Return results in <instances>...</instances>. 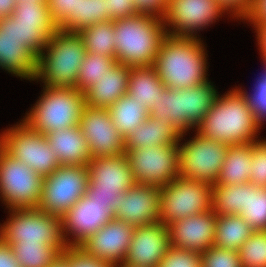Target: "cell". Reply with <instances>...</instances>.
Listing matches in <instances>:
<instances>
[{
  "instance_id": "obj_1",
  "label": "cell",
  "mask_w": 266,
  "mask_h": 267,
  "mask_svg": "<svg viewBox=\"0 0 266 267\" xmlns=\"http://www.w3.org/2000/svg\"><path fill=\"white\" fill-rule=\"evenodd\" d=\"M201 39L166 35L153 64L159 79L170 89H184L209 81Z\"/></svg>"
},
{
  "instance_id": "obj_2",
  "label": "cell",
  "mask_w": 266,
  "mask_h": 267,
  "mask_svg": "<svg viewBox=\"0 0 266 267\" xmlns=\"http://www.w3.org/2000/svg\"><path fill=\"white\" fill-rule=\"evenodd\" d=\"M260 125L255 121L246 99L238 89L217 95L211 109L197 125V133L228 145L257 141Z\"/></svg>"
},
{
  "instance_id": "obj_3",
  "label": "cell",
  "mask_w": 266,
  "mask_h": 267,
  "mask_svg": "<svg viewBox=\"0 0 266 267\" xmlns=\"http://www.w3.org/2000/svg\"><path fill=\"white\" fill-rule=\"evenodd\" d=\"M113 23L116 61L130 68L153 65L167 35L162 19L138 14L113 20Z\"/></svg>"
},
{
  "instance_id": "obj_4",
  "label": "cell",
  "mask_w": 266,
  "mask_h": 267,
  "mask_svg": "<svg viewBox=\"0 0 266 267\" xmlns=\"http://www.w3.org/2000/svg\"><path fill=\"white\" fill-rule=\"evenodd\" d=\"M51 35L41 25L0 19V67L15 76L34 80L37 58Z\"/></svg>"
},
{
  "instance_id": "obj_5",
  "label": "cell",
  "mask_w": 266,
  "mask_h": 267,
  "mask_svg": "<svg viewBox=\"0 0 266 267\" xmlns=\"http://www.w3.org/2000/svg\"><path fill=\"white\" fill-rule=\"evenodd\" d=\"M43 50L37 58L34 80L42 79L46 87L76 88L79 69L86 54L78 32L58 29Z\"/></svg>"
},
{
  "instance_id": "obj_6",
  "label": "cell",
  "mask_w": 266,
  "mask_h": 267,
  "mask_svg": "<svg viewBox=\"0 0 266 267\" xmlns=\"http://www.w3.org/2000/svg\"><path fill=\"white\" fill-rule=\"evenodd\" d=\"M43 88V95L22 121L43 135L79 125L84 93L75 87Z\"/></svg>"
},
{
  "instance_id": "obj_7",
  "label": "cell",
  "mask_w": 266,
  "mask_h": 267,
  "mask_svg": "<svg viewBox=\"0 0 266 267\" xmlns=\"http://www.w3.org/2000/svg\"><path fill=\"white\" fill-rule=\"evenodd\" d=\"M87 166L89 178L85 195L106 205L114 216L124 192L136 184L126 154L91 158Z\"/></svg>"
},
{
  "instance_id": "obj_8",
  "label": "cell",
  "mask_w": 266,
  "mask_h": 267,
  "mask_svg": "<svg viewBox=\"0 0 266 267\" xmlns=\"http://www.w3.org/2000/svg\"><path fill=\"white\" fill-rule=\"evenodd\" d=\"M10 211V218L0 227V238L5 243L47 244L55 247L60 253L68 248L60 217L39 208Z\"/></svg>"
},
{
  "instance_id": "obj_9",
  "label": "cell",
  "mask_w": 266,
  "mask_h": 267,
  "mask_svg": "<svg viewBox=\"0 0 266 267\" xmlns=\"http://www.w3.org/2000/svg\"><path fill=\"white\" fill-rule=\"evenodd\" d=\"M43 179L0 145V195L9 210L38 208Z\"/></svg>"
},
{
  "instance_id": "obj_10",
  "label": "cell",
  "mask_w": 266,
  "mask_h": 267,
  "mask_svg": "<svg viewBox=\"0 0 266 267\" xmlns=\"http://www.w3.org/2000/svg\"><path fill=\"white\" fill-rule=\"evenodd\" d=\"M160 188L159 222L165 226L211 210L212 185L210 184L178 176Z\"/></svg>"
},
{
  "instance_id": "obj_11",
  "label": "cell",
  "mask_w": 266,
  "mask_h": 267,
  "mask_svg": "<svg viewBox=\"0 0 266 267\" xmlns=\"http://www.w3.org/2000/svg\"><path fill=\"white\" fill-rule=\"evenodd\" d=\"M0 134V145L14 158L45 178L60 165L45 135L22 121Z\"/></svg>"
},
{
  "instance_id": "obj_12",
  "label": "cell",
  "mask_w": 266,
  "mask_h": 267,
  "mask_svg": "<svg viewBox=\"0 0 266 267\" xmlns=\"http://www.w3.org/2000/svg\"><path fill=\"white\" fill-rule=\"evenodd\" d=\"M88 166L61 165L43 179L38 208L61 218L86 193Z\"/></svg>"
},
{
  "instance_id": "obj_13",
  "label": "cell",
  "mask_w": 266,
  "mask_h": 267,
  "mask_svg": "<svg viewBox=\"0 0 266 267\" xmlns=\"http://www.w3.org/2000/svg\"><path fill=\"white\" fill-rule=\"evenodd\" d=\"M179 144L125 150L135 182L162 187L176 179L179 176Z\"/></svg>"
},
{
  "instance_id": "obj_14",
  "label": "cell",
  "mask_w": 266,
  "mask_h": 267,
  "mask_svg": "<svg viewBox=\"0 0 266 267\" xmlns=\"http://www.w3.org/2000/svg\"><path fill=\"white\" fill-rule=\"evenodd\" d=\"M179 148V176L215 185L224 163L228 144L200 136Z\"/></svg>"
},
{
  "instance_id": "obj_15",
  "label": "cell",
  "mask_w": 266,
  "mask_h": 267,
  "mask_svg": "<svg viewBox=\"0 0 266 267\" xmlns=\"http://www.w3.org/2000/svg\"><path fill=\"white\" fill-rule=\"evenodd\" d=\"M224 12L217 0H168L162 22L173 30L166 28L168 35L197 38L194 30L215 22Z\"/></svg>"
},
{
  "instance_id": "obj_16",
  "label": "cell",
  "mask_w": 266,
  "mask_h": 267,
  "mask_svg": "<svg viewBox=\"0 0 266 267\" xmlns=\"http://www.w3.org/2000/svg\"><path fill=\"white\" fill-rule=\"evenodd\" d=\"M79 126L87 141L91 158L125 153V139L113 124L108 109L85 105Z\"/></svg>"
},
{
  "instance_id": "obj_17",
  "label": "cell",
  "mask_w": 266,
  "mask_h": 267,
  "mask_svg": "<svg viewBox=\"0 0 266 267\" xmlns=\"http://www.w3.org/2000/svg\"><path fill=\"white\" fill-rule=\"evenodd\" d=\"M134 228L126 222L113 218L83 241L78 248L88 256L114 267L120 266L127 256Z\"/></svg>"
},
{
  "instance_id": "obj_18",
  "label": "cell",
  "mask_w": 266,
  "mask_h": 267,
  "mask_svg": "<svg viewBox=\"0 0 266 267\" xmlns=\"http://www.w3.org/2000/svg\"><path fill=\"white\" fill-rule=\"evenodd\" d=\"M113 218L106 205L99 204L84 195L61 216L66 244L68 247H78ZM71 233L74 237V239L72 237L73 241L67 237V234L71 235Z\"/></svg>"
},
{
  "instance_id": "obj_19",
  "label": "cell",
  "mask_w": 266,
  "mask_h": 267,
  "mask_svg": "<svg viewBox=\"0 0 266 267\" xmlns=\"http://www.w3.org/2000/svg\"><path fill=\"white\" fill-rule=\"evenodd\" d=\"M170 247L169 229L162 222L135 227L122 265L159 267Z\"/></svg>"
},
{
  "instance_id": "obj_20",
  "label": "cell",
  "mask_w": 266,
  "mask_h": 267,
  "mask_svg": "<svg viewBox=\"0 0 266 267\" xmlns=\"http://www.w3.org/2000/svg\"><path fill=\"white\" fill-rule=\"evenodd\" d=\"M160 194V187L136 183L124 192V198L118 204L114 218L133 227L159 222Z\"/></svg>"
},
{
  "instance_id": "obj_21",
  "label": "cell",
  "mask_w": 266,
  "mask_h": 267,
  "mask_svg": "<svg viewBox=\"0 0 266 267\" xmlns=\"http://www.w3.org/2000/svg\"><path fill=\"white\" fill-rule=\"evenodd\" d=\"M217 215L206 211L174 221L167 227L171 246L198 253L205 252L214 246Z\"/></svg>"
},
{
  "instance_id": "obj_22",
  "label": "cell",
  "mask_w": 266,
  "mask_h": 267,
  "mask_svg": "<svg viewBox=\"0 0 266 267\" xmlns=\"http://www.w3.org/2000/svg\"><path fill=\"white\" fill-rule=\"evenodd\" d=\"M130 67L116 63L105 73L101 81L91 86L85 93V105L108 109L120 97L127 94Z\"/></svg>"
},
{
  "instance_id": "obj_23",
  "label": "cell",
  "mask_w": 266,
  "mask_h": 267,
  "mask_svg": "<svg viewBox=\"0 0 266 267\" xmlns=\"http://www.w3.org/2000/svg\"><path fill=\"white\" fill-rule=\"evenodd\" d=\"M60 165H87L91 159L87 141L79 125L45 135Z\"/></svg>"
},
{
  "instance_id": "obj_24",
  "label": "cell",
  "mask_w": 266,
  "mask_h": 267,
  "mask_svg": "<svg viewBox=\"0 0 266 267\" xmlns=\"http://www.w3.org/2000/svg\"><path fill=\"white\" fill-rule=\"evenodd\" d=\"M183 135L165 120L148 116L125 138V150L153 145H177Z\"/></svg>"
},
{
  "instance_id": "obj_25",
  "label": "cell",
  "mask_w": 266,
  "mask_h": 267,
  "mask_svg": "<svg viewBox=\"0 0 266 267\" xmlns=\"http://www.w3.org/2000/svg\"><path fill=\"white\" fill-rule=\"evenodd\" d=\"M166 88L153 65L130 68L127 94L148 110Z\"/></svg>"
},
{
  "instance_id": "obj_26",
  "label": "cell",
  "mask_w": 266,
  "mask_h": 267,
  "mask_svg": "<svg viewBox=\"0 0 266 267\" xmlns=\"http://www.w3.org/2000/svg\"><path fill=\"white\" fill-rule=\"evenodd\" d=\"M250 171L251 143L228 145L216 184L233 186L249 183Z\"/></svg>"
},
{
  "instance_id": "obj_27",
  "label": "cell",
  "mask_w": 266,
  "mask_h": 267,
  "mask_svg": "<svg viewBox=\"0 0 266 267\" xmlns=\"http://www.w3.org/2000/svg\"><path fill=\"white\" fill-rule=\"evenodd\" d=\"M149 116L165 120L180 134H185L191 126L185 121L184 89L166 88L154 101Z\"/></svg>"
},
{
  "instance_id": "obj_28",
  "label": "cell",
  "mask_w": 266,
  "mask_h": 267,
  "mask_svg": "<svg viewBox=\"0 0 266 267\" xmlns=\"http://www.w3.org/2000/svg\"><path fill=\"white\" fill-rule=\"evenodd\" d=\"M254 231L241 215H217L214 246L238 251Z\"/></svg>"
},
{
  "instance_id": "obj_29",
  "label": "cell",
  "mask_w": 266,
  "mask_h": 267,
  "mask_svg": "<svg viewBox=\"0 0 266 267\" xmlns=\"http://www.w3.org/2000/svg\"><path fill=\"white\" fill-rule=\"evenodd\" d=\"M113 124L124 139L149 116V110L128 94L108 108Z\"/></svg>"
},
{
  "instance_id": "obj_30",
  "label": "cell",
  "mask_w": 266,
  "mask_h": 267,
  "mask_svg": "<svg viewBox=\"0 0 266 267\" xmlns=\"http://www.w3.org/2000/svg\"><path fill=\"white\" fill-rule=\"evenodd\" d=\"M218 92L211 82L184 88V114L185 121L191 127L197 125L205 117V114L211 109Z\"/></svg>"
},
{
  "instance_id": "obj_31",
  "label": "cell",
  "mask_w": 266,
  "mask_h": 267,
  "mask_svg": "<svg viewBox=\"0 0 266 267\" xmlns=\"http://www.w3.org/2000/svg\"><path fill=\"white\" fill-rule=\"evenodd\" d=\"M86 52L115 58V30L113 20L96 23L81 29Z\"/></svg>"
},
{
  "instance_id": "obj_32",
  "label": "cell",
  "mask_w": 266,
  "mask_h": 267,
  "mask_svg": "<svg viewBox=\"0 0 266 267\" xmlns=\"http://www.w3.org/2000/svg\"><path fill=\"white\" fill-rule=\"evenodd\" d=\"M245 183L212 185L211 210L216 215H239L244 208Z\"/></svg>"
},
{
  "instance_id": "obj_33",
  "label": "cell",
  "mask_w": 266,
  "mask_h": 267,
  "mask_svg": "<svg viewBox=\"0 0 266 267\" xmlns=\"http://www.w3.org/2000/svg\"><path fill=\"white\" fill-rule=\"evenodd\" d=\"M239 215L255 231L266 230V187L260 188L251 183H245L244 208Z\"/></svg>"
},
{
  "instance_id": "obj_34",
  "label": "cell",
  "mask_w": 266,
  "mask_h": 267,
  "mask_svg": "<svg viewBox=\"0 0 266 267\" xmlns=\"http://www.w3.org/2000/svg\"><path fill=\"white\" fill-rule=\"evenodd\" d=\"M117 63L115 58L86 52L79 69L76 88L85 93L91 86L105 76V73Z\"/></svg>"
},
{
  "instance_id": "obj_35",
  "label": "cell",
  "mask_w": 266,
  "mask_h": 267,
  "mask_svg": "<svg viewBox=\"0 0 266 267\" xmlns=\"http://www.w3.org/2000/svg\"><path fill=\"white\" fill-rule=\"evenodd\" d=\"M22 267H48L60 255L52 246L39 243L9 244Z\"/></svg>"
},
{
  "instance_id": "obj_36",
  "label": "cell",
  "mask_w": 266,
  "mask_h": 267,
  "mask_svg": "<svg viewBox=\"0 0 266 267\" xmlns=\"http://www.w3.org/2000/svg\"><path fill=\"white\" fill-rule=\"evenodd\" d=\"M10 17L20 24L41 25L51 36L58 30L50 16L47 2L18 1Z\"/></svg>"
},
{
  "instance_id": "obj_37",
  "label": "cell",
  "mask_w": 266,
  "mask_h": 267,
  "mask_svg": "<svg viewBox=\"0 0 266 267\" xmlns=\"http://www.w3.org/2000/svg\"><path fill=\"white\" fill-rule=\"evenodd\" d=\"M79 0H47L50 16L59 30L79 32Z\"/></svg>"
},
{
  "instance_id": "obj_38",
  "label": "cell",
  "mask_w": 266,
  "mask_h": 267,
  "mask_svg": "<svg viewBox=\"0 0 266 267\" xmlns=\"http://www.w3.org/2000/svg\"><path fill=\"white\" fill-rule=\"evenodd\" d=\"M242 267H266V230H257L238 250Z\"/></svg>"
},
{
  "instance_id": "obj_39",
  "label": "cell",
  "mask_w": 266,
  "mask_h": 267,
  "mask_svg": "<svg viewBox=\"0 0 266 267\" xmlns=\"http://www.w3.org/2000/svg\"><path fill=\"white\" fill-rule=\"evenodd\" d=\"M200 256L201 267H242L237 250L212 246Z\"/></svg>"
},
{
  "instance_id": "obj_40",
  "label": "cell",
  "mask_w": 266,
  "mask_h": 267,
  "mask_svg": "<svg viewBox=\"0 0 266 267\" xmlns=\"http://www.w3.org/2000/svg\"><path fill=\"white\" fill-rule=\"evenodd\" d=\"M104 9L105 0H79V31L96 23L110 21Z\"/></svg>"
},
{
  "instance_id": "obj_41",
  "label": "cell",
  "mask_w": 266,
  "mask_h": 267,
  "mask_svg": "<svg viewBox=\"0 0 266 267\" xmlns=\"http://www.w3.org/2000/svg\"><path fill=\"white\" fill-rule=\"evenodd\" d=\"M249 183L266 187V140L251 143V171Z\"/></svg>"
},
{
  "instance_id": "obj_42",
  "label": "cell",
  "mask_w": 266,
  "mask_h": 267,
  "mask_svg": "<svg viewBox=\"0 0 266 267\" xmlns=\"http://www.w3.org/2000/svg\"><path fill=\"white\" fill-rule=\"evenodd\" d=\"M266 65V61H263ZM264 73L259 77L257 83L255 85L254 94H247L244 90L239 89L242 93L246 102L254 114L255 121L261 126L264 121L266 120V66Z\"/></svg>"
},
{
  "instance_id": "obj_43",
  "label": "cell",
  "mask_w": 266,
  "mask_h": 267,
  "mask_svg": "<svg viewBox=\"0 0 266 267\" xmlns=\"http://www.w3.org/2000/svg\"><path fill=\"white\" fill-rule=\"evenodd\" d=\"M159 267H201L200 253L170 247Z\"/></svg>"
},
{
  "instance_id": "obj_44",
  "label": "cell",
  "mask_w": 266,
  "mask_h": 267,
  "mask_svg": "<svg viewBox=\"0 0 266 267\" xmlns=\"http://www.w3.org/2000/svg\"><path fill=\"white\" fill-rule=\"evenodd\" d=\"M104 10L111 20L138 15L133 0H105Z\"/></svg>"
},
{
  "instance_id": "obj_45",
  "label": "cell",
  "mask_w": 266,
  "mask_h": 267,
  "mask_svg": "<svg viewBox=\"0 0 266 267\" xmlns=\"http://www.w3.org/2000/svg\"><path fill=\"white\" fill-rule=\"evenodd\" d=\"M70 267H114L95 257L88 256L78 247H70Z\"/></svg>"
},
{
  "instance_id": "obj_46",
  "label": "cell",
  "mask_w": 266,
  "mask_h": 267,
  "mask_svg": "<svg viewBox=\"0 0 266 267\" xmlns=\"http://www.w3.org/2000/svg\"><path fill=\"white\" fill-rule=\"evenodd\" d=\"M138 14H148L162 19L167 0H133Z\"/></svg>"
},
{
  "instance_id": "obj_47",
  "label": "cell",
  "mask_w": 266,
  "mask_h": 267,
  "mask_svg": "<svg viewBox=\"0 0 266 267\" xmlns=\"http://www.w3.org/2000/svg\"><path fill=\"white\" fill-rule=\"evenodd\" d=\"M219 4L229 11L232 12L234 17H242L243 18L248 14L250 11L251 5L253 4V0H217Z\"/></svg>"
},
{
  "instance_id": "obj_48",
  "label": "cell",
  "mask_w": 266,
  "mask_h": 267,
  "mask_svg": "<svg viewBox=\"0 0 266 267\" xmlns=\"http://www.w3.org/2000/svg\"><path fill=\"white\" fill-rule=\"evenodd\" d=\"M256 25L266 24V0H253L250 11L243 18Z\"/></svg>"
},
{
  "instance_id": "obj_49",
  "label": "cell",
  "mask_w": 266,
  "mask_h": 267,
  "mask_svg": "<svg viewBox=\"0 0 266 267\" xmlns=\"http://www.w3.org/2000/svg\"><path fill=\"white\" fill-rule=\"evenodd\" d=\"M0 267H22L15 255L12 248L8 243H5L0 238Z\"/></svg>"
},
{
  "instance_id": "obj_50",
  "label": "cell",
  "mask_w": 266,
  "mask_h": 267,
  "mask_svg": "<svg viewBox=\"0 0 266 267\" xmlns=\"http://www.w3.org/2000/svg\"><path fill=\"white\" fill-rule=\"evenodd\" d=\"M256 33L258 39V45H260V52L262 56V60L266 61V24L264 25H256Z\"/></svg>"
},
{
  "instance_id": "obj_51",
  "label": "cell",
  "mask_w": 266,
  "mask_h": 267,
  "mask_svg": "<svg viewBox=\"0 0 266 267\" xmlns=\"http://www.w3.org/2000/svg\"><path fill=\"white\" fill-rule=\"evenodd\" d=\"M17 0H0V19L9 17L15 10Z\"/></svg>"
},
{
  "instance_id": "obj_52",
  "label": "cell",
  "mask_w": 266,
  "mask_h": 267,
  "mask_svg": "<svg viewBox=\"0 0 266 267\" xmlns=\"http://www.w3.org/2000/svg\"><path fill=\"white\" fill-rule=\"evenodd\" d=\"M48 267H70V247L54 260Z\"/></svg>"
},
{
  "instance_id": "obj_53",
  "label": "cell",
  "mask_w": 266,
  "mask_h": 267,
  "mask_svg": "<svg viewBox=\"0 0 266 267\" xmlns=\"http://www.w3.org/2000/svg\"><path fill=\"white\" fill-rule=\"evenodd\" d=\"M17 1H26V2H47V0H17Z\"/></svg>"
},
{
  "instance_id": "obj_54",
  "label": "cell",
  "mask_w": 266,
  "mask_h": 267,
  "mask_svg": "<svg viewBox=\"0 0 266 267\" xmlns=\"http://www.w3.org/2000/svg\"><path fill=\"white\" fill-rule=\"evenodd\" d=\"M116 267H131V266H127V265H120V266H116Z\"/></svg>"
}]
</instances>
